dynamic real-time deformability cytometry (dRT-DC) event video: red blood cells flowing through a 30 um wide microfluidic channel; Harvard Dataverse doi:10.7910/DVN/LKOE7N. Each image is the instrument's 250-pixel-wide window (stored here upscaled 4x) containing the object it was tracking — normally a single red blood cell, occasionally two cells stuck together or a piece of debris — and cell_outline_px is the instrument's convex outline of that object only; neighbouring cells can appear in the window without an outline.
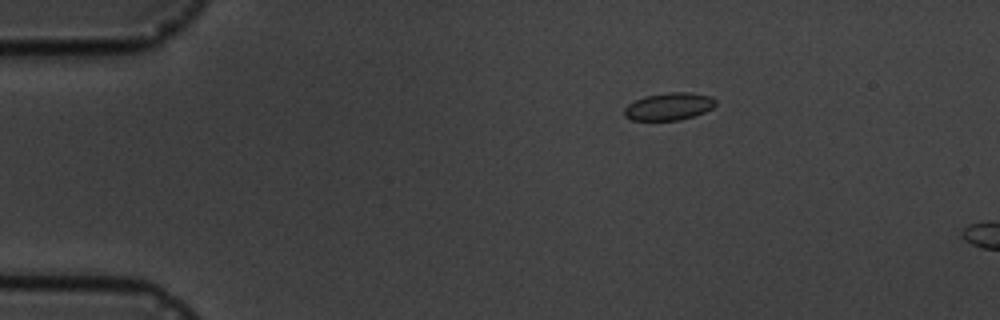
{"species": "common noctule bat (a hibernating species)", "species_latin": "Nyctalus noctula", "temperature_condition": "cold", "stored_images_in_passage": 5, "camera_frame_rate_fps": 3000, "um_per_image_px": 0.085, "animal": {"sex": "male", "body_mass_g": 19.5, "forearm_length_mm": 54.6}, "frame": {"image": 1, "passage_image": 3, "time_ms": 2.333, "image_size_px": [1000, 320], "cell_outline_px": [[716, 104], [712, 108], [704, 112], [680, 120], [632, 120], [624, 116], [624, 108], [628, 104], [644, 96], [668, 92], [692, 92], [712, 96], [716, 100]], "centroid_in_image_um": [56.87, 9.04], "position_along_channel_um": 28.1, "area_um2": 14.68}}